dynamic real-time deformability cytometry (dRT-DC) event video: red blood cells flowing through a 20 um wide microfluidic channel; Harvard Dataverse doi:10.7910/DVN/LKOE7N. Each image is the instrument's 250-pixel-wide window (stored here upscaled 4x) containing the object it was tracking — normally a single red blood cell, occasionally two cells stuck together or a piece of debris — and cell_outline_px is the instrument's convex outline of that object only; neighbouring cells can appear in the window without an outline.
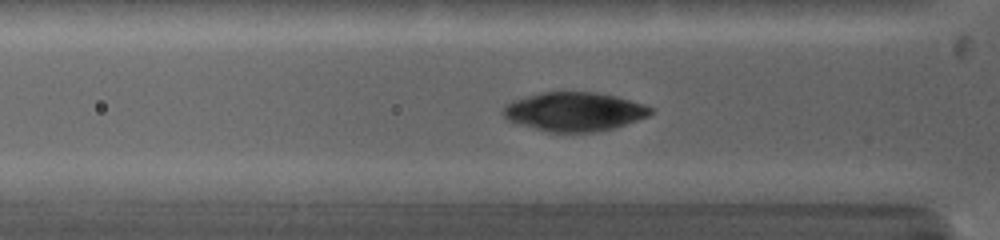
{"species": "common noctule bat (a hibernating species)", "species_latin": "Nyctalus noctula", "temperature_condition": "warm", "stored_images_in_passage": 20, "camera_frame_rate_fps": 5000, "um_per_image_px": 0.085, "animal": {"sex": "female", "body_mass_g": 19.0, "forearm_length_mm": 53.3}, "frame": {"image": 1, "passage_image": 7, "time_ms": 2.8, "image_size_px": [1000, 240], "cell_outline_px": [[656, 108], [648, 116], [612, 128], [592, 132], [548, 132], [520, 124], [508, 120], [500, 112], [512, 100], [524, 96], [540, 92], [596, 92], [616, 96], [644, 104]], "centroid_in_image_um": [48.8, 9.48], "position_along_channel_um": 77.0, "area_um2": 33.35}}
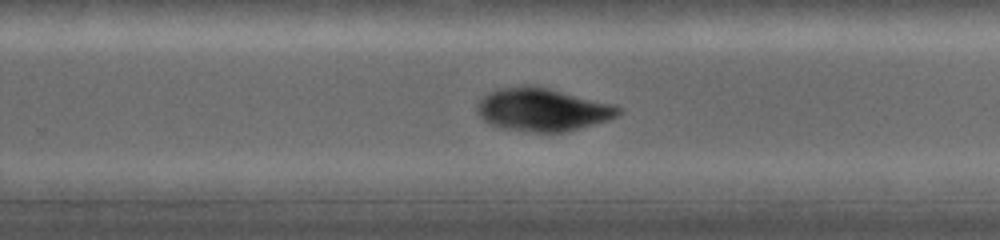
{"frame": {"image": 2, "passage_image": 18, "time_ms": 7.8, "image_size_px": [1000, 240], "cell_outline_px": [[620, 112], [616, 116], [608, 120], [564, 132], [536, 132], [504, 128], [492, 124], [484, 120], [480, 116], [476, 108], [476, 104], [488, 92], [500, 88], [528, 84], [536, 84], [612, 104], [620, 108]], "centroid_in_image_um": [46.09, 9.29], "position_along_channel_um": 283.7, "area_um2": 35.26}}
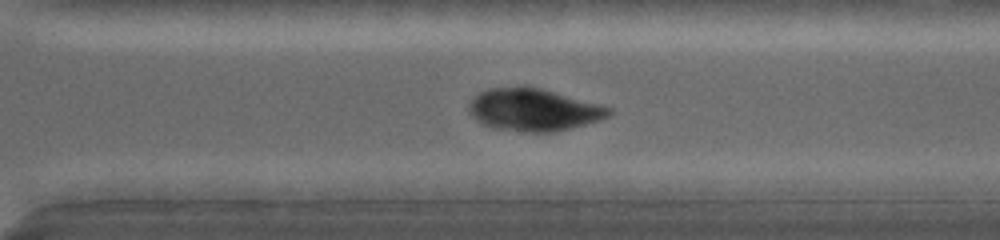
{"frame": {"image": 3, "passage_image": 20, "time_ms": 8.8, "image_size_px": [1000, 240], "cell_outline_px": [[616, 112], [600, 120], [552, 132], [532, 132], [496, 128], [484, 124], [476, 120], [468, 112], [468, 104], [480, 92], [488, 88], [540, 88], [600, 104], [612, 108]], "centroid_in_image_um": [45.38, 9.34], "position_along_channel_um": 325.2, "area_um2": 33.93}}